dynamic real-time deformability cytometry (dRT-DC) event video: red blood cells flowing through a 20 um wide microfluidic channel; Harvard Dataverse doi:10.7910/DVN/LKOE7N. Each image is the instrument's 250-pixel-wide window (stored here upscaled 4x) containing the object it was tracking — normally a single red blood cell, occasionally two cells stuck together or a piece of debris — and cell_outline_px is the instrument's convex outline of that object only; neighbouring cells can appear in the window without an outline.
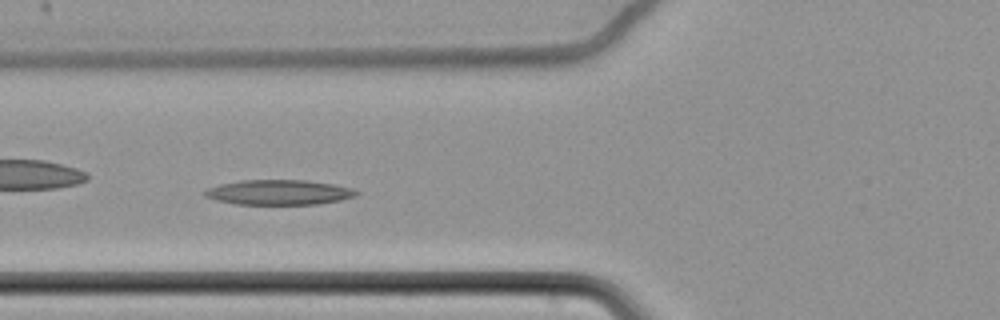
{"species": "common noctule bat (a hibernating species)", "species_latin": "Nyctalus noctula", "temperature_condition": "cold", "stored_images_in_passage": 66, "camera_frame_rate_fps": 3000, "um_per_image_px": 0.085, "animal": {"sex": "female", "body_mass_g": 22.7, "forearm_length_mm": 54.2}, "frame": {"image": 1, "passage_image": 29, "time_ms": 9.333, "image_size_px": [1000, 320], "cell_outline_px": [[360, 192], [356, 196], [340, 200], [320, 204], [236, 204], [216, 200], [204, 196], [204, 192], [208, 188], [220, 184], [240, 180], [308, 180], [336, 184], [352, 188]], "centroid_in_image_um": [23.74, 16.34], "position_along_channel_um": 102.1, "area_um2": 22.2}}
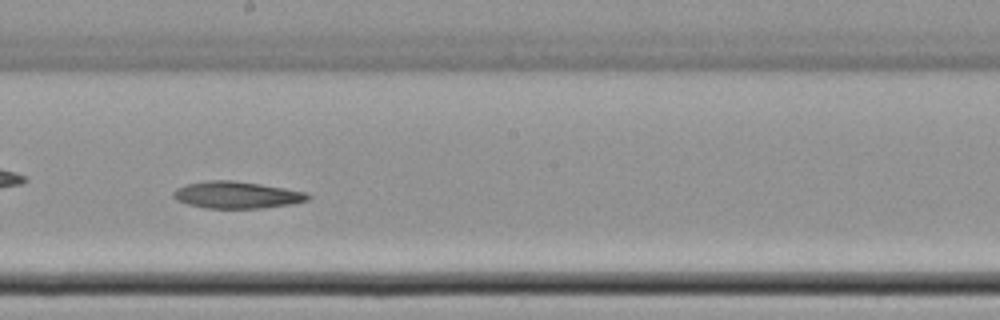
{"frame": {"image": 2, "passage_image": 40, "time_ms": 13.0, "image_size_px": [1000, 320], "cell_outline_px": [[312, 196], [308, 200], [292, 204], [260, 208], [204, 208], [188, 204], [176, 200], [172, 196], [172, 192], [176, 188], [184, 184], [204, 180], [232, 180], [260, 184], [308, 192]], "centroid_in_image_um": [20.1, 16.56], "position_along_channel_um": 228.1, "area_um2": 21.33}}
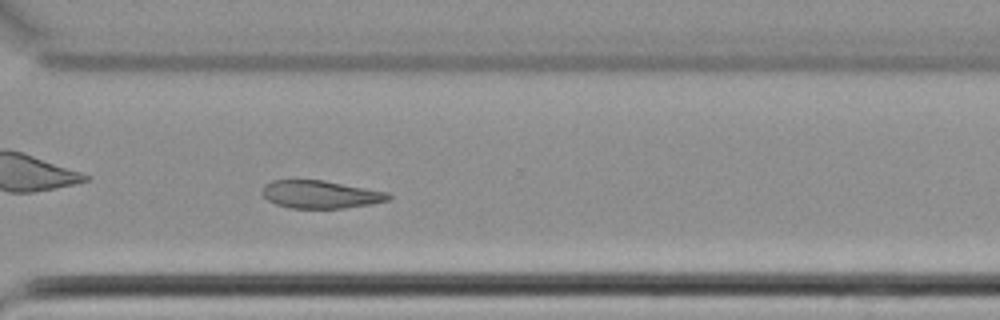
{"frame": {"image": 3, "passage_image": 50, "time_ms": 16.333, "image_size_px": [1000, 320], "cell_outline_px": [[392, 200], [372, 204], [344, 208], [292, 208], [276, 204], [268, 200], [264, 196], [264, 184], [272, 180], [324, 180], [392, 192]], "centroid_in_image_um": [27.35, 16.52], "position_along_channel_um": 343.2, "area_um2": 20.69}, "authors_computed_cell_mechanics": {"area_um2": 23.3512, "velocity_mm_per_s": 3.4402, "shape_relaxation_time_tau1_ms": 8.8897, "shape_relaxation_time_tau2_ms": null, "deformation_change_tau1": 0.1463, "deformation_change_tau2": null}}